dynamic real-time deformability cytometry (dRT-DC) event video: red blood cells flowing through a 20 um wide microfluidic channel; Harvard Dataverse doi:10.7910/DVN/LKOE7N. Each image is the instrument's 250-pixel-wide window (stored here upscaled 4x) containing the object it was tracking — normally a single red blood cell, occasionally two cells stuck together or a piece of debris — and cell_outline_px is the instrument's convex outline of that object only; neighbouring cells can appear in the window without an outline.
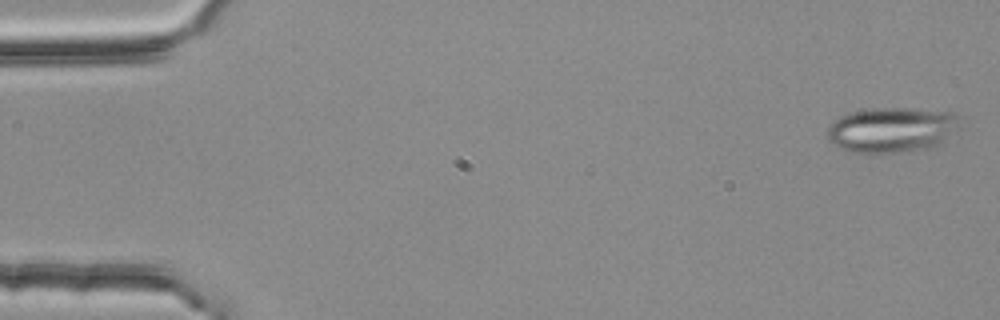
{"species": "common noctule bat (a hibernating species)", "species_latin": "Nyctalus noctula", "temperature_condition": "room temperature", "stored_images_in_passage": 4, "camera_frame_rate_fps": 3000, "um_per_image_px": 0.085, "animal": {"sex": "female", "body_mass_g": 25.1}, "frame": {"image": 1, "passage_image": 1, "time_ms": 0.0, "image_size_px": [1000, 320], "cell_outline_px": [[956, 128], [936, 144], [928, 148], [912, 152], [848, 152], [832, 144], [828, 140], [828, 128], [840, 116], [852, 112], [868, 108], [912, 108], [956, 112]], "centroid_in_image_um": [75.74, 11.02], "position_along_channel_um": 9.3, "area_um2": 34.45}}